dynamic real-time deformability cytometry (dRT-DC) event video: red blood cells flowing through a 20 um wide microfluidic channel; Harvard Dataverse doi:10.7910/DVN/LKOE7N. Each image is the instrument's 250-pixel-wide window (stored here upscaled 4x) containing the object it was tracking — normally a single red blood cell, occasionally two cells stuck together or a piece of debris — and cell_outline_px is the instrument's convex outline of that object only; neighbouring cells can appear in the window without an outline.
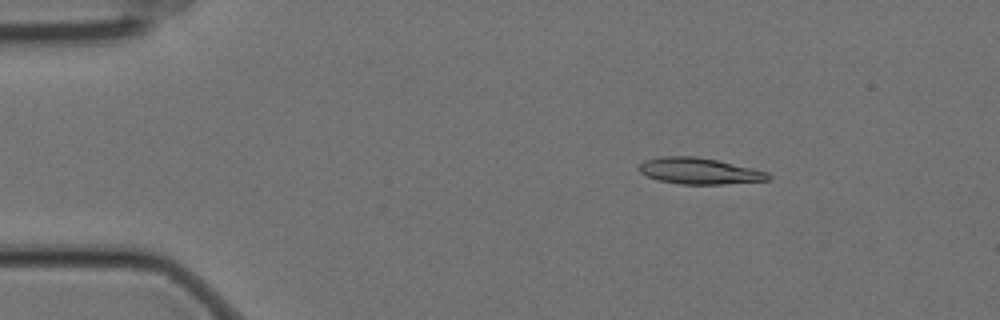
{"species": "Egyptian fruit bat (a non-hibernating species)", "species_latin": "Rousettus aegyptiacus", "temperature_condition": "cold", "stored_images_in_passage": 3, "camera_frame_rate_fps": 3000, "um_per_image_px": 0.085, "animal": {"sex": "female"}, "frame": {"image": 1, "passage_image": 2, "time_ms": 0.333, "image_size_px": [1000, 320], "cell_outline_px": [[772, 180], [724, 184], [680, 184], [656, 180], [640, 172], [636, 168], [644, 160], [660, 156], [696, 156], [716, 160], [752, 168], [768, 172], [772, 176]], "centroid_in_image_um": [59.43, 14.54], "position_along_channel_um": 25.6, "area_um2": 19.94}}